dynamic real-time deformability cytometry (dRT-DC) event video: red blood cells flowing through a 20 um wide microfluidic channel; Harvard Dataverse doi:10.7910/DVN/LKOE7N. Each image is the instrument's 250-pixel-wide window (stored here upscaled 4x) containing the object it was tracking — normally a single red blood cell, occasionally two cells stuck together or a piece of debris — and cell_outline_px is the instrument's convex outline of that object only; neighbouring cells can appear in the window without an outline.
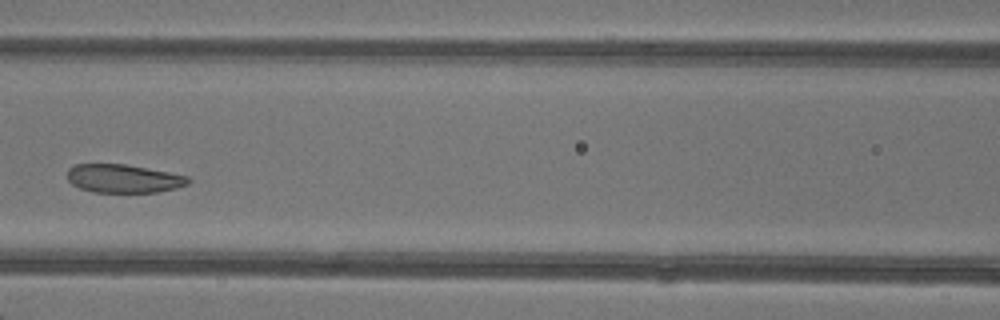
{"species": "common noctule bat (a hibernating species)", "species_latin": "Nyctalus noctula", "temperature_condition": "warm", "stored_images_in_passage": 7, "camera_frame_rate_fps": 3000, "um_per_image_px": 0.085, "animal": {"sex": "female"}, "frame": {"image": 1, "passage_image": 7, "time_ms": 7.667, "image_size_px": [1000, 320], "cell_outline_px": [[192, 180], [188, 184], [176, 188], [160, 192], [92, 192], [80, 188], [72, 184], [68, 180], [68, 168], [76, 164], [124, 164], [168, 172], [188, 176]], "centroid_in_image_um": [10.51, 15.18], "position_along_channel_um": 156.1, "area_um2": 20.0}}